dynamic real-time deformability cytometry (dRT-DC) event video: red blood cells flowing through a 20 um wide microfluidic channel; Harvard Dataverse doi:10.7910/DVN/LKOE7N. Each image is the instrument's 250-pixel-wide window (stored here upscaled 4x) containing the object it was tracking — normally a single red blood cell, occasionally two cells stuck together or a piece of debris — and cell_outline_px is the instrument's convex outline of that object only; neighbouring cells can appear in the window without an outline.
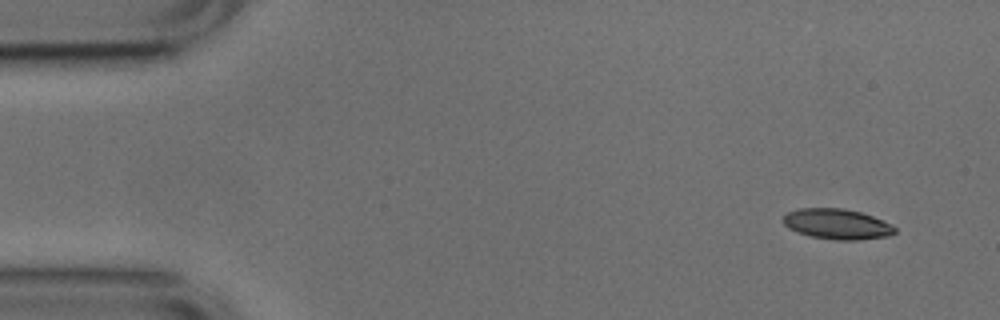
{"species": "common noctule bat (a hibernating species)", "species_latin": "Nyctalus noctula", "temperature_condition": "cold", "stored_images_in_passage": 10, "camera_frame_rate_fps": 3000, "um_per_image_px": 0.085, "animal": {"sex": "male", "body_mass_g": 17.9, "forearm_length_mm": 54.2}, "frame": {"image": 1, "passage_image": 1, "time_ms": 0.0, "image_size_px": [1000, 320], "cell_outline_px": [[896, 232], [892, 236], [860, 240], [836, 240], [808, 236], [796, 232], [788, 228], [784, 224], [784, 216], [788, 212], [800, 208], [844, 208], [860, 212], [872, 216], [892, 224], [896, 228]], "centroid_in_image_um": [71.18, 19.06], "position_along_channel_um": 13.8, "area_um2": 20.0}}